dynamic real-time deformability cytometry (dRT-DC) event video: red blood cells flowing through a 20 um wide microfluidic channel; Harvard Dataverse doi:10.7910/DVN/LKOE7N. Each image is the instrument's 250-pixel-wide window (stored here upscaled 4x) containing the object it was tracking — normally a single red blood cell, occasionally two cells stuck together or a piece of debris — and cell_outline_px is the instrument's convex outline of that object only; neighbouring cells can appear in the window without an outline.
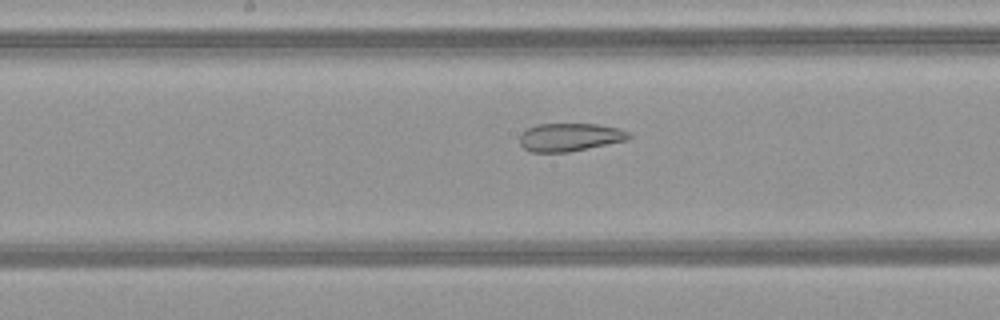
{"species": "common noctule bat (a hibernating species)", "species_latin": "Nyctalus noctula", "temperature_condition": "warm", "stored_images_in_passage": 51, "camera_frame_rate_fps": 3000, "um_per_image_px": 0.085, "animal": {"sex": "female", "body_mass_g": 21.9}, "frame": {"image": 1, "passage_image": 27, "time_ms": 8.667, "image_size_px": [1000, 320], "cell_outline_px": [[632, 136], [628, 140], [568, 152], [532, 152], [524, 148], [520, 144], [520, 132], [536, 124], [600, 124], [620, 128], [628, 132]], "centroid_in_image_um": [48.44, 11.65], "position_along_channel_um": 199.8, "area_um2": 17.98}}
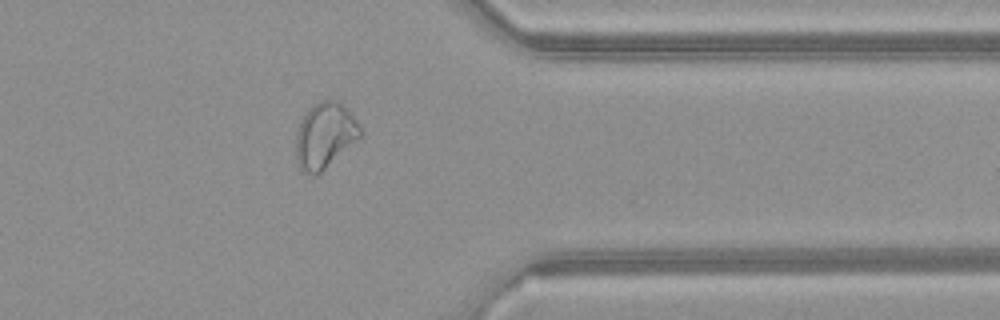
{"frame": {"image": 2, "passage_image": 41, "time_ms": 13.333, "image_size_px": [1000, 320], "cell_outline_px": [[360, 136], [316, 176], [312, 176], [304, 172], [300, 168], [296, 160], [296, 132], [300, 120], [304, 112], [312, 104], [320, 100], [336, 100], [348, 108], [356, 120], [360, 128]], "centroid_in_image_um": [27.56, 11.48], "position_along_channel_um": 383.8, "area_um2": 24.51}}
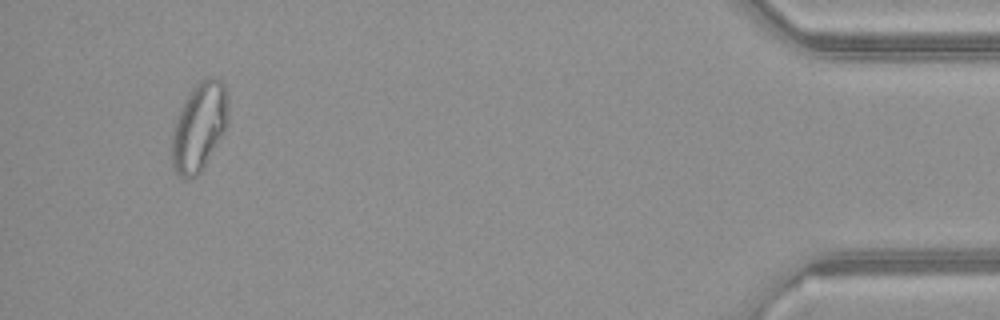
{"frame": {"image": 3, "passage_image": 48, "time_ms": 15.667, "image_size_px": [1000, 320], "cell_outline_px": [[228, 124], [200, 172], [196, 176], [180, 176], [176, 172], [172, 164], [172, 132], [180, 108], [192, 88], [200, 80], [208, 76], [220, 80], [224, 84], [228, 96]], "centroid_in_image_um": [16.94, 10.72], "position_along_channel_um": 418.3, "area_um2": 28.67}, "authors_computed_cell_mechanics": {"area_um2": 26.01, "velocity_mm_per_s": 4.1594, "shape_relaxation_time_tau1_ms": null, "shape_relaxation_time_tau2_ms": 2.0067, "deformation_change_tau1": null, "deformation_change_tau2": 0.0859}}